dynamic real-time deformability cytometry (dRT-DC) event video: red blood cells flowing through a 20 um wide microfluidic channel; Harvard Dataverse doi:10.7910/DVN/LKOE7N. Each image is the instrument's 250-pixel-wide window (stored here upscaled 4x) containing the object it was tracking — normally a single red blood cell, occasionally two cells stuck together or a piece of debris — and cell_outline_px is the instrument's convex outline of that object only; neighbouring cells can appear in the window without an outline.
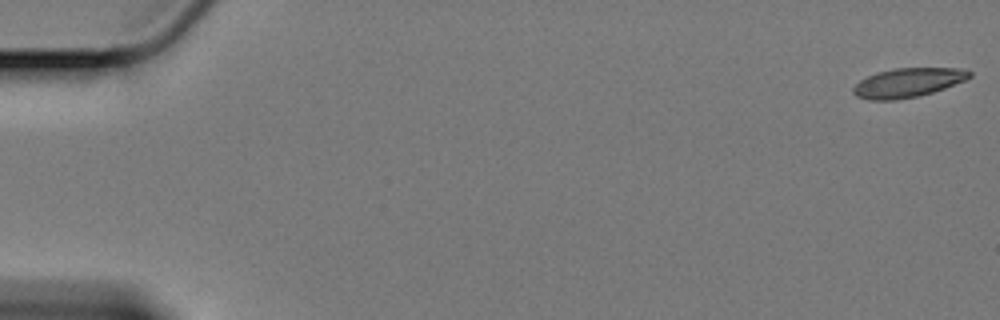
{"species": "Egyptian fruit bat (a non-hibernating species)", "species_latin": "Rousettus aegyptiacus", "temperature_condition": "cold", "stored_images_in_passage": 60, "camera_frame_rate_fps": 3000, "um_per_image_px": 0.085, "animal": {"sex": "female"}, "frame": {"image": 1, "passage_image": 1, "time_ms": 0.0, "image_size_px": [1000, 320], "cell_outline_px": [[972, 76], [964, 80], [944, 88], [932, 92], [916, 96], [896, 100], [868, 100], [856, 96], [852, 92], [852, 88], [860, 80], [876, 72], [896, 68], [964, 68], [972, 72]], "centroid_in_image_um": [77.15, 7.02], "position_along_channel_um": 7.9, "area_um2": 19.71}}
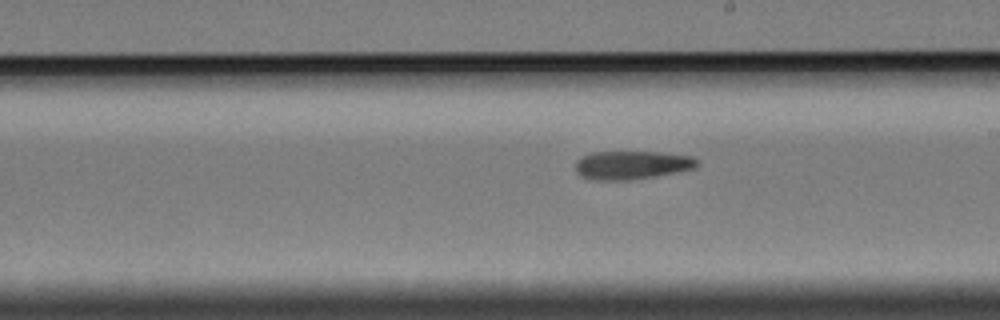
{"frame": {"image": 2, "passage_image": 35, "time_ms": 11.333, "image_size_px": [1000, 320], "cell_outline_px": [[700, 164], [696, 168], [656, 176], [632, 180], [592, 180], [580, 176], [576, 172], [576, 160], [592, 152], [660, 152], [692, 156]], "centroid_in_image_um": [53.71, 14.03], "position_along_channel_um": 235.3, "area_um2": 20.29}}
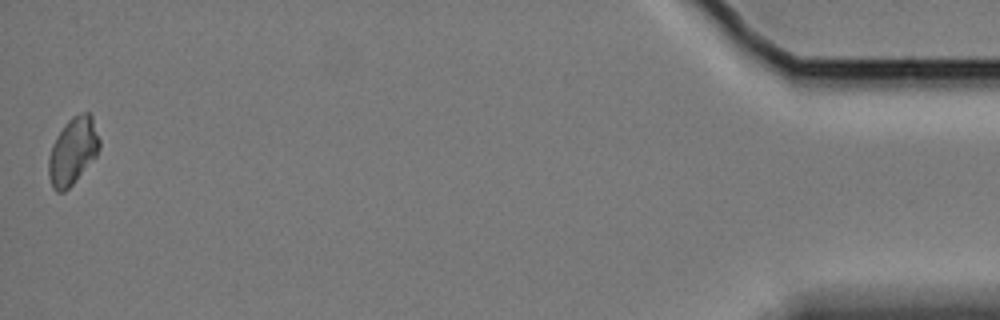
{"frame": {"image": 3, "passage_image": 60, "time_ms": 19.667, "image_size_px": [1000, 320], "cell_outline_px": [[100, 148], [96, 156], [72, 184], [64, 192], [56, 192], [52, 188], [48, 172], [48, 160], [52, 144], [64, 124], [72, 116], [80, 112], [88, 112], [92, 116], [100, 140]], "centroid_in_image_um": [6.19, 12.82], "position_along_channel_um": 429.0, "area_um2": 19.83}}